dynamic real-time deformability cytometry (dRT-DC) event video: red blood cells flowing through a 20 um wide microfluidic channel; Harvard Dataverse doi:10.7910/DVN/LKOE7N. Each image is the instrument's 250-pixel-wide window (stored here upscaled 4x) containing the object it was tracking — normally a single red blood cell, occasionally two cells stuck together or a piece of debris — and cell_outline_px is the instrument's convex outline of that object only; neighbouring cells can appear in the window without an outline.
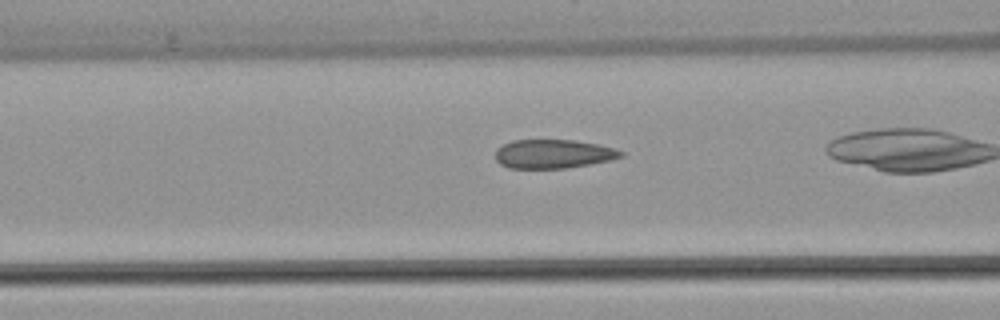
{"species": "common noctule bat (a hibernating species)", "species_latin": "Nyctalus noctula", "temperature_condition": "warm", "stored_images_in_passage": 23, "camera_frame_rate_fps": 3000, "um_per_image_px": 0.085, "animal": {"sex": "female", "body_mass_g": 22.7, "forearm_length_mm": 54.2}, "frame": {"image": 1, "passage_image": 4, "time_ms": 1.0, "image_size_px": [1000, 320], "cell_outline_px": [[624, 156], [612, 160], [564, 168], [508, 168], [500, 164], [496, 160], [496, 148], [512, 140], [572, 140], [600, 144], [616, 148], [624, 152]], "centroid_in_image_um": [47.05, 13.08], "position_along_channel_um": 119.5, "area_um2": 21.21}}